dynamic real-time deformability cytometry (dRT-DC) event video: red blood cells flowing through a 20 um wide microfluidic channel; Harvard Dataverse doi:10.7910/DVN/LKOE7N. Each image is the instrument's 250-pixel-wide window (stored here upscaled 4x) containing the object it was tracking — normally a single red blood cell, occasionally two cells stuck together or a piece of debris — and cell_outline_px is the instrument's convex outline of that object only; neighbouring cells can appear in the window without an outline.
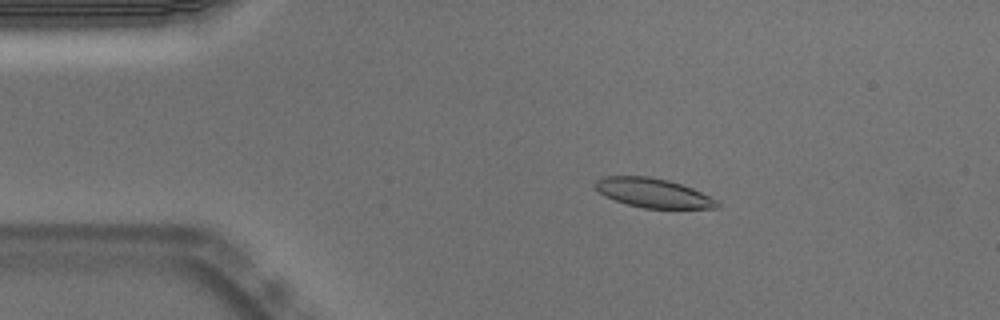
{"species": "Egyptian fruit bat (a non-hibernating species)", "species_latin": "Rousettus aegyptiacus", "temperature_condition": "warm", "stored_images_in_passage": 54, "camera_frame_rate_fps": 3000, "um_per_image_px": 0.085, "animal": {"sex": "male"}, "frame": {"image": 1, "passage_image": 10, "time_ms": 3.0, "image_size_px": [1000, 320], "cell_outline_px": [[720, 208], [644, 208], [628, 204], [604, 196], [596, 188], [596, 180], [604, 176], [648, 176], [668, 180], [692, 188], [720, 200]], "centroid_in_image_um": [55.57, 16.4], "position_along_channel_um": 29.4, "area_um2": 20.69}}
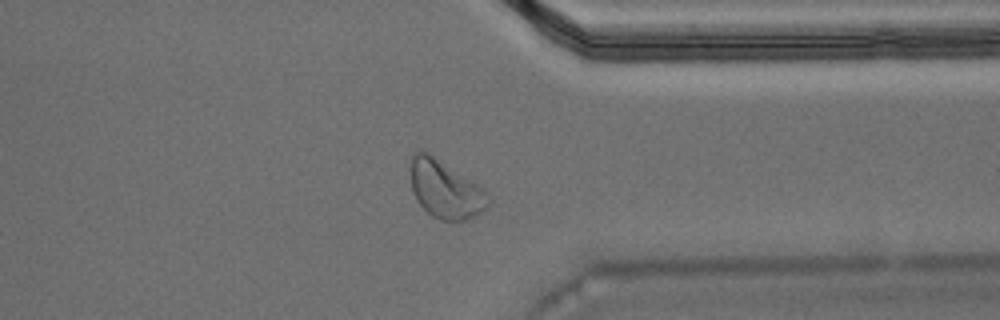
{"frame": {"image": 2, "passage_image": 42, "time_ms": 13.667, "image_size_px": [1000, 320], "cell_outline_px": [[492, 200], [488, 208], [484, 212], [464, 220], [440, 220], [432, 216], [416, 200], [412, 192], [412, 156], [416, 152], [428, 152], [484, 188], [492, 196]], "centroid_in_image_um": [37.93, 16.13], "position_along_channel_um": 373.5, "area_um2": 26.13}}
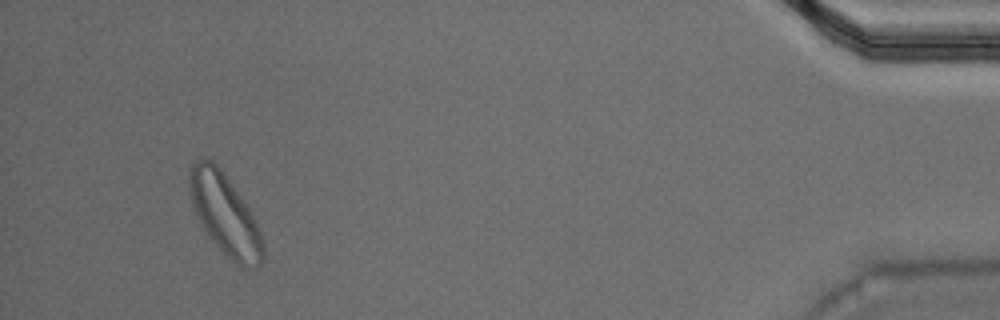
{"frame": {"image": 3, "passage_image": 51, "time_ms": 16.667, "image_size_px": [1000, 320], "cell_outline_px": [[264, 260], [256, 268], [240, 268], [208, 236], [192, 204], [188, 192], [188, 168], [196, 160], [212, 160], [220, 168], [248, 208], [264, 240]], "centroid_in_image_um": [19.11, 18.25], "position_along_channel_um": 416.1, "area_um2": 34.28}, "authors_computed_cell_mechanics": {"area_um2": 21.5594, "velocity_mm_per_s": 3.7052, "shape_relaxation_time_tau1_ms": 2.6947, "shape_relaxation_time_tau2_ms": 2.8333, "deformation_change_tau1": 0.0921, "deformation_change_tau2": 0.0883}}